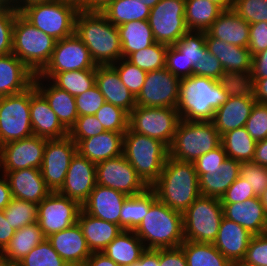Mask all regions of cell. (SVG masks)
I'll return each mask as SVG.
<instances>
[{
	"mask_svg": "<svg viewBox=\"0 0 267 266\" xmlns=\"http://www.w3.org/2000/svg\"><path fill=\"white\" fill-rule=\"evenodd\" d=\"M239 84L235 80L218 81L197 75L182 78L177 103L180 118L185 121H212L215 110L227 101Z\"/></svg>",
	"mask_w": 267,
	"mask_h": 266,
	"instance_id": "6da1fadb",
	"label": "cell"
},
{
	"mask_svg": "<svg viewBox=\"0 0 267 266\" xmlns=\"http://www.w3.org/2000/svg\"><path fill=\"white\" fill-rule=\"evenodd\" d=\"M75 35L86 45L96 66L112 65L122 58L118 27L102 12L79 10Z\"/></svg>",
	"mask_w": 267,
	"mask_h": 266,
	"instance_id": "7a4b0ae2",
	"label": "cell"
},
{
	"mask_svg": "<svg viewBox=\"0 0 267 266\" xmlns=\"http://www.w3.org/2000/svg\"><path fill=\"white\" fill-rule=\"evenodd\" d=\"M150 188L157 200L183 214L200 196L194 162H182L168 157L159 178Z\"/></svg>",
	"mask_w": 267,
	"mask_h": 266,
	"instance_id": "3957f363",
	"label": "cell"
},
{
	"mask_svg": "<svg viewBox=\"0 0 267 266\" xmlns=\"http://www.w3.org/2000/svg\"><path fill=\"white\" fill-rule=\"evenodd\" d=\"M134 233L146 249L179 247L184 241L183 214L156 200Z\"/></svg>",
	"mask_w": 267,
	"mask_h": 266,
	"instance_id": "277c9868",
	"label": "cell"
},
{
	"mask_svg": "<svg viewBox=\"0 0 267 266\" xmlns=\"http://www.w3.org/2000/svg\"><path fill=\"white\" fill-rule=\"evenodd\" d=\"M123 155L143 182L150 187L163 170L169 157V147L158 139L128 128L123 136Z\"/></svg>",
	"mask_w": 267,
	"mask_h": 266,
	"instance_id": "5b68a950",
	"label": "cell"
},
{
	"mask_svg": "<svg viewBox=\"0 0 267 266\" xmlns=\"http://www.w3.org/2000/svg\"><path fill=\"white\" fill-rule=\"evenodd\" d=\"M220 144L221 136L212 121L181 119L169 146V157L182 162H195Z\"/></svg>",
	"mask_w": 267,
	"mask_h": 266,
	"instance_id": "8992f818",
	"label": "cell"
},
{
	"mask_svg": "<svg viewBox=\"0 0 267 266\" xmlns=\"http://www.w3.org/2000/svg\"><path fill=\"white\" fill-rule=\"evenodd\" d=\"M56 40L30 23L20 12L13 26L12 53L35 75L49 62Z\"/></svg>",
	"mask_w": 267,
	"mask_h": 266,
	"instance_id": "52a82bcc",
	"label": "cell"
},
{
	"mask_svg": "<svg viewBox=\"0 0 267 266\" xmlns=\"http://www.w3.org/2000/svg\"><path fill=\"white\" fill-rule=\"evenodd\" d=\"M78 12L77 5L63 0L28 5L20 11L30 23L56 41L75 34Z\"/></svg>",
	"mask_w": 267,
	"mask_h": 266,
	"instance_id": "ba28073f",
	"label": "cell"
},
{
	"mask_svg": "<svg viewBox=\"0 0 267 266\" xmlns=\"http://www.w3.org/2000/svg\"><path fill=\"white\" fill-rule=\"evenodd\" d=\"M223 218L220 199L199 196L183 212L184 239L194 242L213 243Z\"/></svg>",
	"mask_w": 267,
	"mask_h": 266,
	"instance_id": "9c48e42d",
	"label": "cell"
},
{
	"mask_svg": "<svg viewBox=\"0 0 267 266\" xmlns=\"http://www.w3.org/2000/svg\"><path fill=\"white\" fill-rule=\"evenodd\" d=\"M180 120L177 108L136 106L129 113V128L169 147Z\"/></svg>",
	"mask_w": 267,
	"mask_h": 266,
	"instance_id": "30bf717a",
	"label": "cell"
},
{
	"mask_svg": "<svg viewBox=\"0 0 267 266\" xmlns=\"http://www.w3.org/2000/svg\"><path fill=\"white\" fill-rule=\"evenodd\" d=\"M31 136L30 88L0 97V146Z\"/></svg>",
	"mask_w": 267,
	"mask_h": 266,
	"instance_id": "8fae6325",
	"label": "cell"
},
{
	"mask_svg": "<svg viewBox=\"0 0 267 266\" xmlns=\"http://www.w3.org/2000/svg\"><path fill=\"white\" fill-rule=\"evenodd\" d=\"M156 42L174 45L187 31L185 0H160L148 18Z\"/></svg>",
	"mask_w": 267,
	"mask_h": 266,
	"instance_id": "7c38bea8",
	"label": "cell"
},
{
	"mask_svg": "<svg viewBox=\"0 0 267 266\" xmlns=\"http://www.w3.org/2000/svg\"><path fill=\"white\" fill-rule=\"evenodd\" d=\"M85 69H96V64L86 45L74 34L56 41L49 62L37 75L51 80L60 72Z\"/></svg>",
	"mask_w": 267,
	"mask_h": 266,
	"instance_id": "4fadbf2b",
	"label": "cell"
},
{
	"mask_svg": "<svg viewBox=\"0 0 267 266\" xmlns=\"http://www.w3.org/2000/svg\"><path fill=\"white\" fill-rule=\"evenodd\" d=\"M81 209L78 201L51 192L38 204L37 222L47 238L77 223Z\"/></svg>",
	"mask_w": 267,
	"mask_h": 266,
	"instance_id": "5bb4252c",
	"label": "cell"
},
{
	"mask_svg": "<svg viewBox=\"0 0 267 266\" xmlns=\"http://www.w3.org/2000/svg\"><path fill=\"white\" fill-rule=\"evenodd\" d=\"M96 184L127 196L138 195L149 188L123 154L96 164Z\"/></svg>",
	"mask_w": 267,
	"mask_h": 266,
	"instance_id": "9a60e30c",
	"label": "cell"
},
{
	"mask_svg": "<svg viewBox=\"0 0 267 266\" xmlns=\"http://www.w3.org/2000/svg\"><path fill=\"white\" fill-rule=\"evenodd\" d=\"M76 152L77 144L68 135L46 141L41 174L52 192H57L64 184L70 161Z\"/></svg>",
	"mask_w": 267,
	"mask_h": 266,
	"instance_id": "2e32d148",
	"label": "cell"
},
{
	"mask_svg": "<svg viewBox=\"0 0 267 266\" xmlns=\"http://www.w3.org/2000/svg\"><path fill=\"white\" fill-rule=\"evenodd\" d=\"M180 80L166 68L147 72L136 106L177 108Z\"/></svg>",
	"mask_w": 267,
	"mask_h": 266,
	"instance_id": "e0dca14e",
	"label": "cell"
},
{
	"mask_svg": "<svg viewBox=\"0 0 267 266\" xmlns=\"http://www.w3.org/2000/svg\"><path fill=\"white\" fill-rule=\"evenodd\" d=\"M255 102L251 89L240 83L227 101L215 110L212 122L220 136L230 130L245 127Z\"/></svg>",
	"mask_w": 267,
	"mask_h": 266,
	"instance_id": "ac0fdd59",
	"label": "cell"
},
{
	"mask_svg": "<svg viewBox=\"0 0 267 266\" xmlns=\"http://www.w3.org/2000/svg\"><path fill=\"white\" fill-rule=\"evenodd\" d=\"M47 140L33 135L0 146V167L3 166V172L27 168L41 169Z\"/></svg>",
	"mask_w": 267,
	"mask_h": 266,
	"instance_id": "d6986e66",
	"label": "cell"
},
{
	"mask_svg": "<svg viewBox=\"0 0 267 266\" xmlns=\"http://www.w3.org/2000/svg\"><path fill=\"white\" fill-rule=\"evenodd\" d=\"M206 48L220 61L226 76L244 83L251 71L252 55L248 48L228 44L205 32Z\"/></svg>",
	"mask_w": 267,
	"mask_h": 266,
	"instance_id": "ffe728a7",
	"label": "cell"
},
{
	"mask_svg": "<svg viewBox=\"0 0 267 266\" xmlns=\"http://www.w3.org/2000/svg\"><path fill=\"white\" fill-rule=\"evenodd\" d=\"M95 186L96 164L76 152L70 161L64 184L57 192L82 205Z\"/></svg>",
	"mask_w": 267,
	"mask_h": 266,
	"instance_id": "44dd1931",
	"label": "cell"
},
{
	"mask_svg": "<svg viewBox=\"0 0 267 266\" xmlns=\"http://www.w3.org/2000/svg\"><path fill=\"white\" fill-rule=\"evenodd\" d=\"M30 115L33 135L45 139L63 138L68 135V130L34 84L30 87Z\"/></svg>",
	"mask_w": 267,
	"mask_h": 266,
	"instance_id": "7402d4cb",
	"label": "cell"
},
{
	"mask_svg": "<svg viewBox=\"0 0 267 266\" xmlns=\"http://www.w3.org/2000/svg\"><path fill=\"white\" fill-rule=\"evenodd\" d=\"M47 240L69 266H84L92 253L78 222L51 234Z\"/></svg>",
	"mask_w": 267,
	"mask_h": 266,
	"instance_id": "603a6c76",
	"label": "cell"
},
{
	"mask_svg": "<svg viewBox=\"0 0 267 266\" xmlns=\"http://www.w3.org/2000/svg\"><path fill=\"white\" fill-rule=\"evenodd\" d=\"M253 234L241 225L223 216L213 245L234 265L245 258Z\"/></svg>",
	"mask_w": 267,
	"mask_h": 266,
	"instance_id": "cb8c5ba5",
	"label": "cell"
},
{
	"mask_svg": "<svg viewBox=\"0 0 267 266\" xmlns=\"http://www.w3.org/2000/svg\"><path fill=\"white\" fill-rule=\"evenodd\" d=\"M126 194L109 187L96 184L82 209L93 217L112 222L120 226V215Z\"/></svg>",
	"mask_w": 267,
	"mask_h": 266,
	"instance_id": "d4e9b609",
	"label": "cell"
},
{
	"mask_svg": "<svg viewBox=\"0 0 267 266\" xmlns=\"http://www.w3.org/2000/svg\"><path fill=\"white\" fill-rule=\"evenodd\" d=\"M14 198L39 204L52 191L46 186L41 169L27 168L4 172Z\"/></svg>",
	"mask_w": 267,
	"mask_h": 266,
	"instance_id": "484cf974",
	"label": "cell"
},
{
	"mask_svg": "<svg viewBox=\"0 0 267 266\" xmlns=\"http://www.w3.org/2000/svg\"><path fill=\"white\" fill-rule=\"evenodd\" d=\"M223 216L241 225L253 235L267 232V214L260 197H252L244 202L222 204Z\"/></svg>",
	"mask_w": 267,
	"mask_h": 266,
	"instance_id": "4316f807",
	"label": "cell"
},
{
	"mask_svg": "<svg viewBox=\"0 0 267 266\" xmlns=\"http://www.w3.org/2000/svg\"><path fill=\"white\" fill-rule=\"evenodd\" d=\"M35 74L13 53L0 56V97L24 92Z\"/></svg>",
	"mask_w": 267,
	"mask_h": 266,
	"instance_id": "83f0119b",
	"label": "cell"
},
{
	"mask_svg": "<svg viewBox=\"0 0 267 266\" xmlns=\"http://www.w3.org/2000/svg\"><path fill=\"white\" fill-rule=\"evenodd\" d=\"M96 85L105 102L121 107L128 113L136 107V97L121 82L119 74L112 65L96 66Z\"/></svg>",
	"mask_w": 267,
	"mask_h": 266,
	"instance_id": "f1b7e54d",
	"label": "cell"
},
{
	"mask_svg": "<svg viewBox=\"0 0 267 266\" xmlns=\"http://www.w3.org/2000/svg\"><path fill=\"white\" fill-rule=\"evenodd\" d=\"M125 133L104 131L99 135L81 140L77 152L97 164L123 154V136Z\"/></svg>",
	"mask_w": 267,
	"mask_h": 266,
	"instance_id": "f546056e",
	"label": "cell"
},
{
	"mask_svg": "<svg viewBox=\"0 0 267 266\" xmlns=\"http://www.w3.org/2000/svg\"><path fill=\"white\" fill-rule=\"evenodd\" d=\"M250 24L232 9L221 12L206 31L211 37L228 44L248 48Z\"/></svg>",
	"mask_w": 267,
	"mask_h": 266,
	"instance_id": "4dcf8cb0",
	"label": "cell"
},
{
	"mask_svg": "<svg viewBox=\"0 0 267 266\" xmlns=\"http://www.w3.org/2000/svg\"><path fill=\"white\" fill-rule=\"evenodd\" d=\"M240 166L239 161L227 157L221 167L207 170L199 177L200 195L220 199L240 176Z\"/></svg>",
	"mask_w": 267,
	"mask_h": 266,
	"instance_id": "1f68e13d",
	"label": "cell"
},
{
	"mask_svg": "<svg viewBox=\"0 0 267 266\" xmlns=\"http://www.w3.org/2000/svg\"><path fill=\"white\" fill-rule=\"evenodd\" d=\"M78 224L91 252H102L123 231L119 225L93 217L83 209L79 213Z\"/></svg>",
	"mask_w": 267,
	"mask_h": 266,
	"instance_id": "d6a6232c",
	"label": "cell"
},
{
	"mask_svg": "<svg viewBox=\"0 0 267 266\" xmlns=\"http://www.w3.org/2000/svg\"><path fill=\"white\" fill-rule=\"evenodd\" d=\"M40 81L41 77L36 74L33 82L35 88L45 97L61 124L69 131L78 118L75 97L53 83L49 88H44Z\"/></svg>",
	"mask_w": 267,
	"mask_h": 266,
	"instance_id": "836d02e7",
	"label": "cell"
},
{
	"mask_svg": "<svg viewBox=\"0 0 267 266\" xmlns=\"http://www.w3.org/2000/svg\"><path fill=\"white\" fill-rule=\"evenodd\" d=\"M46 237L38 222L17 230L9 244L1 252L2 259L8 266H15L35 246L42 243Z\"/></svg>",
	"mask_w": 267,
	"mask_h": 266,
	"instance_id": "e575fe53",
	"label": "cell"
},
{
	"mask_svg": "<svg viewBox=\"0 0 267 266\" xmlns=\"http://www.w3.org/2000/svg\"><path fill=\"white\" fill-rule=\"evenodd\" d=\"M145 250L146 246L134 231L123 230L102 252L115 263L130 266L140 259Z\"/></svg>",
	"mask_w": 267,
	"mask_h": 266,
	"instance_id": "d590c367",
	"label": "cell"
},
{
	"mask_svg": "<svg viewBox=\"0 0 267 266\" xmlns=\"http://www.w3.org/2000/svg\"><path fill=\"white\" fill-rule=\"evenodd\" d=\"M122 58L143 50L156 42L148 20L131 21L118 26Z\"/></svg>",
	"mask_w": 267,
	"mask_h": 266,
	"instance_id": "8d00e7d4",
	"label": "cell"
},
{
	"mask_svg": "<svg viewBox=\"0 0 267 266\" xmlns=\"http://www.w3.org/2000/svg\"><path fill=\"white\" fill-rule=\"evenodd\" d=\"M223 9L210 0H185V23L188 30L206 32Z\"/></svg>",
	"mask_w": 267,
	"mask_h": 266,
	"instance_id": "74e56055",
	"label": "cell"
},
{
	"mask_svg": "<svg viewBox=\"0 0 267 266\" xmlns=\"http://www.w3.org/2000/svg\"><path fill=\"white\" fill-rule=\"evenodd\" d=\"M157 200L154 191L149 187L143 193L129 196L121 209L120 227L123 230L134 231L145 215L149 207Z\"/></svg>",
	"mask_w": 267,
	"mask_h": 266,
	"instance_id": "f35d334b",
	"label": "cell"
},
{
	"mask_svg": "<svg viewBox=\"0 0 267 266\" xmlns=\"http://www.w3.org/2000/svg\"><path fill=\"white\" fill-rule=\"evenodd\" d=\"M187 266H234L213 243L185 240L181 245Z\"/></svg>",
	"mask_w": 267,
	"mask_h": 266,
	"instance_id": "ab89813d",
	"label": "cell"
},
{
	"mask_svg": "<svg viewBox=\"0 0 267 266\" xmlns=\"http://www.w3.org/2000/svg\"><path fill=\"white\" fill-rule=\"evenodd\" d=\"M256 143L245 127L230 130L221 136V144L227 157L240 163L252 162Z\"/></svg>",
	"mask_w": 267,
	"mask_h": 266,
	"instance_id": "60d3db41",
	"label": "cell"
},
{
	"mask_svg": "<svg viewBox=\"0 0 267 266\" xmlns=\"http://www.w3.org/2000/svg\"><path fill=\"white\" fill-rule=\"evenodd\" d=\"M150 8L137 0H112L102 11L115 26L131 21L148 20Z\"/></svg>",
	"mask_w": 267,
	"mask_h": 266,
	"instance_id": "b9f144b4",
	"label": "cell"
},
{
	"mask_svg": "<svg viewBox=\"0 0 267 266\" xmlns=\"http://www.w3.org/2000/svg\"><path fill=\"white\" fill-rule=\"evenodd\" d=\"M52 80L59 89L76 97L96 84V69L60 72Z\"/></svg>",
	"mask_w": 267,
	"mask_h": 266,
	"instance_id": "7bdbcfd3",
	"label": "cell"
},
{
	"mask_svg": "<svg viewBox=\"0 0 267 266\" xmlns=\"http://www.w3.org/2000/svg\"><path fill=\"white\" fill-rule=\"evenodd\" d=\"M188 30L173 46L186 60V77L193 75V67L199 62L206 48L205 32Z\"/></svg>",
	"mask_w": 267,
	"mask_h": 266,
	"instance_id": "ee69618b",
	"label": "cell"
},
{
	"mask_svg": "<svg viewBox=\"0 0 267 266\" xmlns=\"http://www.w3.org/2000/svg\"><path fill=\"white\" fill-rule=\"evenodd\" d=\"M5 218L14 230L37 222L38 204L12 197L3 210Z\"/></svg>",
	"mask_w": 267,
	"mask_h": 266,
	"instance_id": "f6af8a7d",
	"label": "cell"
},
{
	"mask_svg": "<svg viewBox=\"0 0 267 266\" xmlns=\"http://www.w3.org/2000/svg\"><path fill=\"white\" fill-rule=\"evenodd\" d=\"M168 45L155 42L143 50L131 53L126 59L146 72L165 68Z\"/></svg>",
	"mask_w": 267,
	"mask_h": 266,
	"instance_id": "bcb514c9",
	"label": "cell"
},
{
	"mask_svg": "<svg viewBox=\"0 0 267 266\" xmlns=\"http://www.w3.org/2000/svg\"><path fill=\"white\" fill-rule=\"evenodd\" d=\"M15 266H69L54 250L47 238L35 246Z\"/></svg>",
	"mask_w": 267,
	"mask_h": 266,
	"instance_id": "7dc6e473",
	"label": "cell"
},
{
	"mask_svg": "<svg viewBox=\"0 0 267 266\" xmlns=\"http://www.w3.org/2000/svg\"><path fill=\"white\" fill-rule=\"evenodd\" d=\"M95 116L106 131L125 133L129 128V113L111 103L105 102Z\"/></svg>",
	"mask_w": 267,
	"mask_h": 266,
	"instance_id": "c3c4849f",
	"label": "cell"
},
{
	"mask_svg": "<svg viewBox=\"0 0 267 266\" xmlns=\"http://www.w3.org/2000/svg\"><path fill=\"white\" fill-rule=\"evenodd\" d=\"M118 63L119 64L114 63L112 64V66L119 74L121 82L136 97L141 91V88L145 82L147 72L141 70L136 65H133L126 58H121ZM116 64L119 66H117Z\"/></svg>",
	"mask_w": 267,
	"mask_h": 266,
	"instance_id": "681fc988",
	"label": "cell"
},
{
	"mask_svg": "<svg viewBox=\"0 0 267 266\" xmlns=\"http://www.w3.org/2000/svg\"><path fill=\"white\" fill-rule=\"evenodd\" d=\"M17 13L10 3H0V56L12 53L13 26Z\"/></svg>",
	"mask_w": 267,
	"mask_h": 266,
	"instance_id": "f907efd6",
	"label": "cell"
},
{
	"mask_svg": "<svg viewBox=\"0 0 267 266\" xmlns=\"http://www.w3.org/2000/svg\"><path fill=\"white\" fill-rule=\"evenodd\" d=\"M232 10L249 24L267 22V0H234Z\"/></svg>",
	"mask_w": 267,
	"mask_h": 266,
	"instance_id": "816d5d0a",
	"label": "cell"
},
{
	"mask_svg": "<svg viewBox=\"0 0 267 266\" xmlns=\"http://www.w3.org/2000/svg\"><path fill=\"white\" fill-rule=\"evenodd\" d=\"M106 131L95 115L78 116L75 124L68 131V136L78 144L81 140L90 138Z\"/></svg>",
	"mask_w": 267,
	"mask_h": 266,
	"instance_id": "f5cc1de1",
	"label": "cell"
},
{
	"mask_svg": "<svg viewBox=\"0 0 267 266\" xmlns=\"http://www.w3.org/2000/svg\"><path fill=\"white\" fill-rule=\"evenodd\" d=\"M245 128L256 142L267 138V103L255 102Z\"/></svg>",
	"mask_w": 267,
	"mask_h": 266,
	"instance_id": "db71d44e",
	"label": "cell"
},
{
	"mask_svg": "<svg viewBox=\"0 0 267 266\" xmlns=\"http://www.w3.org/2000/svg\"><path fill=\"white\" fill-rule=\"evenodd\" d=\"M240 177L253 188L256 197H260L267 188V167L253 162L241 163Z\"/></svg>",
	"mask_w": 267,
	"mask_h": 266,
	"instance_id": "11a10c76",
	"label": "cell"
},
{
	"mask_svg": "<svg viewBox=\"0 0 267 266\" xmlns=\"http://www.w3.org/2000/svg\"><path fill=\"white\" fill-rule=\"evenodd\" d=\"M193 75L210 77L218 81L231 80L226 76L220 61L207 48L201 54L199 62L193 67Z\"/></svg>",
	"mask_w": 267,
	"mask_h": 266,
	"instance_id": "9f6ffc18",
	"label": "cell"
},
{
	"mask_svg": "<svg viewBox=\"0 0 267 266\" xmlns=\"http://www.w3.org/2000/svg\"><path fill=\"white\" fill-rule=\"evenodd\" d=\"M239 265L267 266V232L253 235Z\"/></svg>",
	"mask_w": 267,
	"mask_h": 266,
	"instance_id": "6f0895ef",
	"label": "cell"
},
{
	"mask_svg": "<svg viewBox=\"0 0 267 266\" xmlns=\"http://www.w3.org/2000/svg\"><path fill=\"white\" fill-rule=\"evenodd\" d=\"M78 116L95 115L105 103L104 96L95 84L92 88L75 97Z\"/></svg>",
	"mask_w": 267,
	"mask_h": 266,
	"instance_id": "680465c9",
	"label": "cell"
},
{
	"mask_svg": "<svg viewBox=\"0 0 267 266\" xmlns=\"http://www.w3.org/2000/svg\"><path fill=\"white\" fill-rule=\"evenodd\" d=\"M256 197L253 188L242 177H238L235 182L226 190L220 198L221 204L244 202L245 200Z\"/></svg>",
	"mask_w": 267,
	"mask_h": 266,
	"instance_id": "91938a15",
	"label": "cell"
},
{
	"mask_svg": "<svg viewBox=\"0 0 267 266\" xmlns=\"http://www.w3.org/2000/svg\"><path fill=\"white\" fill-rule=\"evenodd\" d=\"M226 158L227 155L222 144L208 153L200 156L194 162L198 178L202 174L207 173V170H214L215 168L221 167Z\"/></svg>",
	"mask_w": 267,
	"mask_h": 266,
	"instance_id": "94428289",
	"label": "cell"
},
{
	"mask_svg": "<svg viewBox=\"0 0 267 266\" xmlns=\"http://www.w3.org/2000/svg\"><path fill=\"white\" fill-rule=\"evenodd\" d=\"M248 49L252 56L267 49L266 21L250 24Z\"/></svg>",
	"mask_w": 267,
	"mask_h": 266,
	"instance_id": "6125c7cd",
	"label": "cell"
},
{
	"mask_svg": "<svg viewBox=\"0 0 267 266\" xmlns=\"http://www.w3.org/2000/svg\"><path fill=\"white\" fill-rule=\"evenodd\" d=\"M165 68L180 79L186 77V60L173 45L167 48Z\"/></svg>",
	"mask_w": 267,
	"mask_h": 266,
	"instance_id": "be15d7a7",
	"label": "cell"
},
{
	"mask_svg": "<svg viewBox=\"0 0 267 266\" xmlns=\"http://www.w3.org/2000/svg\"><path fill=\"white\" fill-rule=\"evenodd\" d=\"M159 266H187L186 257L181 247L160 248Z\"/></svg>",
	"mask_w": 267,
	"mask_h": 266,
	"instance_id": "e7e4bbea",
	"label": "cell"
},
{
	"mask_svg": "<svg viewBox=\"0 0 267 266\" xmlns=\"http://www.w3.org/2000/svg\"><path fill=\"white\" fill-rule=\"evenodd\" d=\"M267 78V49L252 56L251 71L247 79Z\"/></svg>",
	"mask_w": 267,
	"mask_h": 266,
	"instance_id": "03108f58",
	"label": "cell"
},
{
	"mask_svg": "<svg viewBox=\"0 0 267 266\" xmlns=\"http://www.w3.org/2000/svg\"><path fill=\"white\" fill-rule=\"evenodd\" d=\"M243 84L251 89L256 102L267 103V78L247 79Z\"/></svg>",
	"mask_w": 267,
	"mask_h": 266,
	"instance_id": "003e7915",
	"label": "cell"
},
{
	"mask_svg": "<svg viewBox=\"0 0 267 266\" xmlns=\"http://www.w3.org/2000/svg\"><path fill=\"white\" fill-rule=\"evenodd\" d=\"M16 230L11 227L9 221L6 220L3 210H0V253L9 244Z\"/></svg>",
	"mask_w": 267,
	"mask_h": 266,
	"instance_id": "a7ac6f4b",
	"label": "cell"
},
{
	"mask_svg": "<svg viewBox=\"0 0 267 266\" xmlns=\"http://www.w3.org/2000/svg\"><path fill=\"white\" fill-rule=\"evenodd\" d=\"M130 266H159V249H146L140 259Z\"/></svg>",
	"mask_w": 267,
	"mask_h": 266,
	"instance_id": "89a4df30",
	"label": "cell"
},
{
	"mask_svg": "<svg viewBox=\"0 0 267 266\" xmlns=\"http://www.w3.org/2000/svg\"><path fill=\"white\" fill-rule=\"evenodd\" d=\"M84 266H121L115 263L103 252H92Z\"/></svg>",
	"mask_w": 267,
	"mask_h": 266,
	"instance_id": "2644e50d",
	"label": "cell"
},
{
	"mask_svg": "<svg viewBox=\"0 0 267 266\" xmlns=\"http://www.w3.org/2000/svg\"><path fill=\"white\" fill-rule=\"evenodd\" d=\"M252 162L267 167V138L256 143Z\"/></svg>",
	"mask_w": 267,
	"mask_h": 266,
	"instance_id": "8c879c8a",
	"label": "cell"
},
{
	"mask_svg": "<svg viewBox=\"0 0 267 266\" xmlns=\"http://www.w3.org/2000/svg\"><path fill=\"white\" fill-rule=\"evenodd\" d=\"M11 199L12 195L8 181L5 175L2 174V178H0V210H4L10 203Z\"/></svg>",
	"mask_w": 267,
	"mask_h": 266,
	"instance_id": "753ad0ef",
	"label": "cell"
},
{
	"mask_svg": "<svg viewBox=\"0 0 267 266\" xmlns=\"http://www.w3.org/2000/svg\"><path fill=\"white\" fill-rule=\"evenodd\" d=\"M112 0H84L78 7L82 11L102 12Z\"/></svg>",
	"mask_w": 267,
	"mask_h": 266,
	"instance_id": "34e18365",
	"label": "cell"
},
{
	"mask_svg": "<svg viewBox=\"0 0 267 266\" xmlns=\"http://www.w3.org/2000/svg\"><path fill=\"white\" fill-rule=\"evenodd\" d=\"M21 3H20V2ZM57 0H11L10 4L18 11L20 12L24 7L36 3H48V2H54ZM15 3V4H14ZM17 3V4H16Z\"/></svg>",
	"mask_w": 267,
	"mask_h": 266,
	"instance_id": "11e5206c",
	"label": "cell"
},
{
	"mask_svg": "<svg viewBox=\"0 0 267 266\" xmlns=\"http://www.w3.org/2000/svg\"><path fill=\"white\" fill-rule=\"evenodd\" d=\"M218 4L223 10L232 9L234 0H210Z\"/></svg>",
	"mask_w": 267,
	"mask_h": 266,
	"instance_id": "2a66077c",
	"label": "cell"
},
{
	"mask_svg": "<svg viewBox=\"0 0 267 266\" xmlns=\"http://www.w3.org/2000/svg\"><path fill=\"white\" fill-rule=\"evenodd\" d=\"M260 199H261V203L264 206V210H265V212L267 214V188L261 194Z\"/></svg>",
	"mask_w": 267,
	"mask_h": 266,
	"instance_id": "b9fcfbb0",
	"label": "cell"
},
{
	"mask_svg": "<svg viewBox=\"0 0 267 266\" xmlns=\"http://www.w3.org/2000/svg\"><path fill=\"white\" fill-rule=\"evenodd\" d=\"M142 4L148 6L150 9L153 8L160 0H137Z\"/></svg>",
	"mask_w": 267,
	"mask_h": 266,
	"instance_id": "09005b40",
	"label": "cell"
},
{
	"mask_svg": "<svg viewBox=\"0 0 267 266\" xmlns=\"http://www.w3.org/2000/svg\"><path fill=\"white\" fill-rule=\"evenodd\" d=\"M63 1L70 2L79 6L84 0H63Z\"/></svg>",
	"mask_w": 267,
	"mask_h": 266,
	"instance_id": "979ff035",
	"label": "cell"
},
{
	"mask_svg": "<svg viewBox=\"0 0 267 266\" xmlns=\"http://www.w3.org/2000/svg\"><path fill=\"white\" fill-rule=\"evenodd\" d=\"M0 266H8L6 262L2 259L1 253H0Z\"/></svg>",
	"mask_w": 267,
	"mask_h": 266,
	"instance_id": "deb4b68c",
	"label": "cell"
},
{
	"mask_svg": "<svg viewBox=\"0 0 267 266\" xmlns=\"http://www.w3.org/2000/svg\"><path fill=\"white\" fill-rule=\"evenodd\" d=\"M11 0H0V3H10Z\"/></svg>",
	"mask_w": 267,
	"mask_h": 266,
	"instance_id": "67dfc351",
	"label": "cell"
},
{
	"mask_svg": "<svg viewBox=\"0 0 267 266\" xmlns=\"http://www.w3.org/2000/svg\"><path fill=\"white\" fill-rule=\"evenodd\" d=\"M238 266H255V265H238Z\"/></svg>",
	"mask_w": 267,
	"mask_h": 266,
	"instance_id": "b62a3aed",
	"label": "cell"
}]
</instances>
